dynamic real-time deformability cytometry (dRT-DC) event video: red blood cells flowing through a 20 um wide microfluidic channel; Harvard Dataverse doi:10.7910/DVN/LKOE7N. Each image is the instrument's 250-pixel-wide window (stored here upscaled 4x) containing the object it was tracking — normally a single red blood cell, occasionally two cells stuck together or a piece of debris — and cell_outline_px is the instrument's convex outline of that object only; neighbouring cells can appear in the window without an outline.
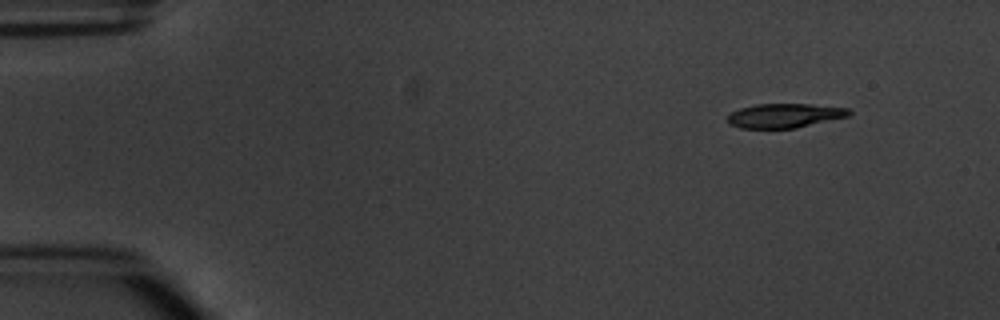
{"species": "common noctule bat (a hibernating species)", "species_latin": "Nyctalus noctula", "temperature_condition": "warm", "stored_images_in_passage": 5, "camera_frame_rate_fps": 3000, "um_per_image_px": 0.085, "animal": {"sex": "male", "body_mass_g": 20.1, "forearm_length_mm": 53.5}, "frame": {"image": 1, "passage_image": 1, "time_ms": 0.0, "image_size_px": [1000, 320], "cell_outline_px": [[852, 112], [848, 116], [796, 128], [740, 128], [728, 124], [728, 112], [740, 108], [756, 104], [808, 104], [848, 108]], "centroid_in_image_um": [66.64, 9.82], "position_along_channel_um": 18.4, "area_um2": 17.17}}